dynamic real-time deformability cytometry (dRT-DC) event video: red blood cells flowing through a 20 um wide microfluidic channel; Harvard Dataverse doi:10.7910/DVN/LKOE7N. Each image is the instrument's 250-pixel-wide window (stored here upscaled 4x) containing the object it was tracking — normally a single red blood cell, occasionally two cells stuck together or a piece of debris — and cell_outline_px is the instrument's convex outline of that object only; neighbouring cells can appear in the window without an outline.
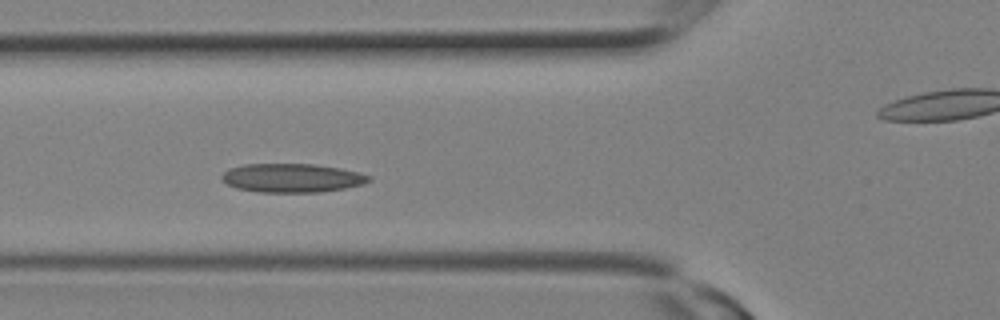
{"species": "Egyptian fruit bat (a non-hibernating species)", "species_latin": "Rousettus aegyptiacus", "temperature_condition": "room temperature", "stored_images_in_passage": 14, "camera_frame_rate_fps": 3000, "um_per_image_px": 0.085, "animal": {"sex": "female"}, "frame": {"image": 1, "passage_image": 7, "time_ms": 2.0, "image_size_px": [1000, 320], "cell_outline_px": [[372, 180], [364, 184], [344, 188], [320, 192], [256, 192], [236, 188], [228, 184], [220, 176], [228, 168], [244, 164], [316, 164], [340, 168], [360, 172], [372, 176]], "centroid_in_image_um": [24.85, 15.12], "position_along_channel_um": 101.0, "area_um2": 24.85}}
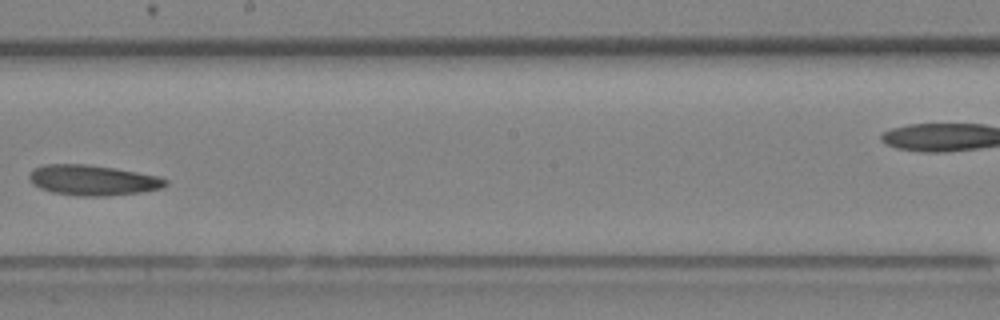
{"frame": {"image": 2, "passage_image": 12, "time_ms": 3.667, "image_size_px": [1000, 320], "cell_outline_px": [[168, 184], [160, 188], [140, 192], [108, 196], [76, 196], [52, 192], [40, 188], [32, 184], [28, 176], [32, 168], [44, 164], [84, 164], [112, 168], [160, 176], [168, 180]], "centroid_in_image_um": [7.85, 15.32], "position_along_channel_um": 240.3, "area_um2": 24.16}}
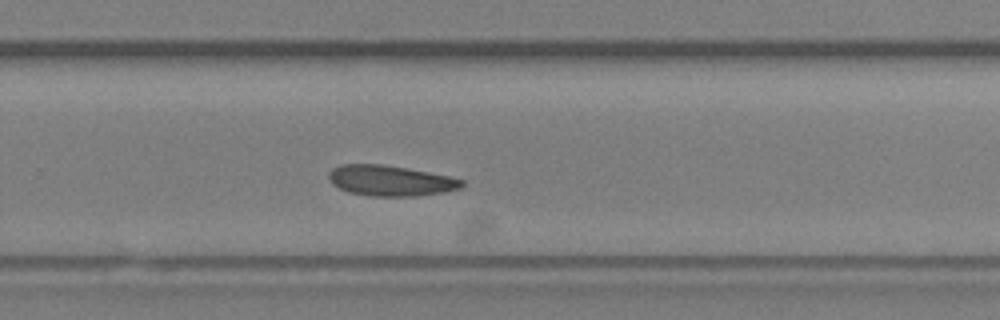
{"frame": {"image": 3, "passage_image": 14, "time_ms": 4.333, "image_size_px": [1000, 320], "cell_outline_px": [[464, 184], [460, 188], [444, 192], [416, 196], [372, 196], [348, 192], [332, 184], [328, 180], [328, 172], [332, 168], [340, 164], [384, 164], [408, 168], [448, 176], [464, 180]], "centroid_in_image_um": [33.15, 15.35], "position_along_channel_um": 296.6, "area_um2": 23.81}}